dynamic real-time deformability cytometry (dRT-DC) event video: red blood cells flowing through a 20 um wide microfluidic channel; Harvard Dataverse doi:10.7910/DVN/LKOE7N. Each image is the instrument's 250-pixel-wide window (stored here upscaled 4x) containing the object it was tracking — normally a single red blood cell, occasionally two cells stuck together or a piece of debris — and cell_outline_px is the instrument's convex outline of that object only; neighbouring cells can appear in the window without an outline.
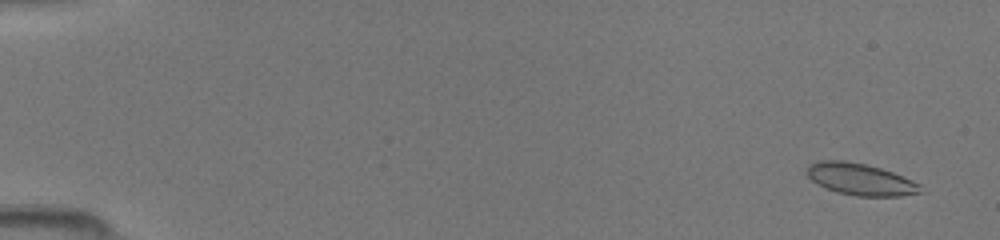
{"species": "common noctule bat (a hibernating species)", "species_latin": "Nyctalus noctula", "temperature_condition": "room temperature", "stored_images_in_passage": 49, "camera_frame_rate_fps": 3000, "um_per_image_px": 0.085, "animal": {"sex": "female", "body_mass_g": 19.5, "forearm_length_mm": 54.1}, "frame": {"image": 1, "passage_image": 3, "time_ms": 0.667, "image_size_px": [1000, 240], "cell_outline_px": [[928, 192], [900, 196], [856, 196], [836, 192], [824, 188], [816, 184], [808, 176], [808, 164], [820, 160], [844, 160], [864, 164], [880, 168], [892, 172], [912, 180], [920, 184]], "centroid_in_image_um": [73.17, 15.26], "position_along_channel_um": 11.8, "area_um2": 21.27}}
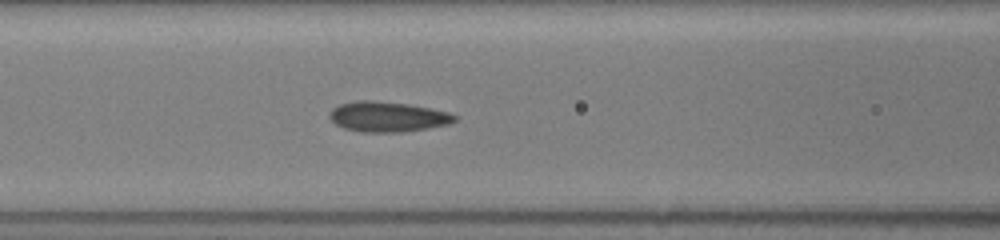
{"frame": {"image": 2, "passage_image": 22, "time_ms": 7.0, "image_size_px": [1000, 240], "cell_outline_px": [[456, 120], [448, 124], [428, 128], [404, 132], [360, 132], [344, 128], [336, 124], [328, 116], [332, 108], [340, 104], [356, 100], [372, 100], [408, 104], [448, 112], [456, 116]], "centroid_in_image_um": [32.91, 9.92], "position_along_channel_um": 133.7, "area_um2": 21.96}}
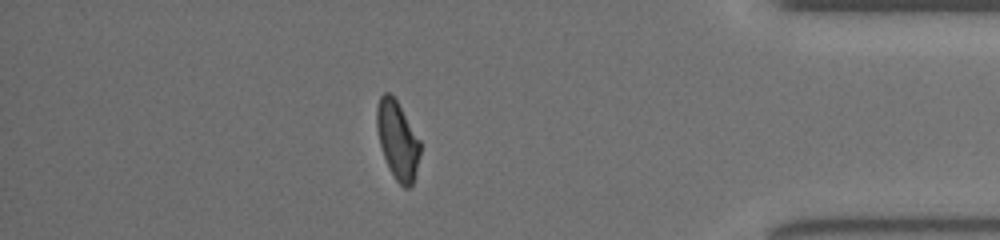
{"frame": {"image": 3, "passage_image": 43, "time_ms": 14.0, "image_size_px": [1000, 240], "cell_outline_px": [[420, 152], [412, 184], [408, 188], [404, 188], [396, 180], [384, 156], [380, 144], [376, 128], [376, 108], [380, 96], [384, 92], [388, 92], [396, 100], [420, 140]], "centroid_in_image_um": [33.77, 11.88], "position_along_channel_um": 401.4, "area_um2": 19.31}}